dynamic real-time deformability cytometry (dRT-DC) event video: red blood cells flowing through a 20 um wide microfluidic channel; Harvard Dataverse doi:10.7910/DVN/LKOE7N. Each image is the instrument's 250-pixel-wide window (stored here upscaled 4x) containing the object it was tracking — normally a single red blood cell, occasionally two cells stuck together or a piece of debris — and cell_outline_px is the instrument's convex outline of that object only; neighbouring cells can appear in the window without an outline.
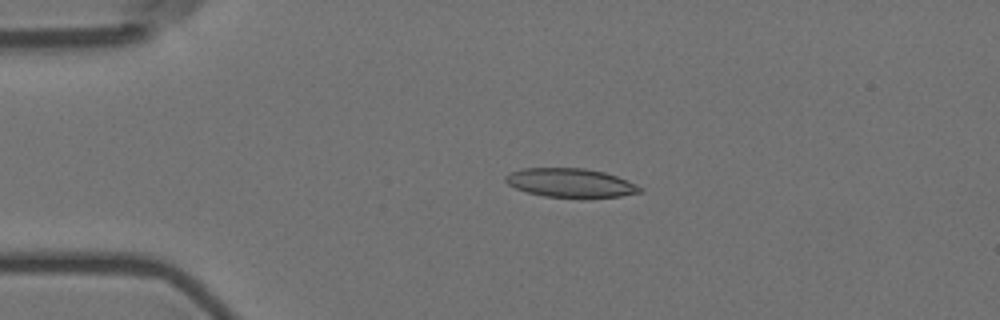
{"species": "Egyptian fruit bat (a non-hibernating species)", "species_latin": "Rousettus aegyptiacus", "temperature_condition": "room temperature", "stored_images_in_passage": 4, "camera_frame_rate_fps": 3000, "um_per_image_px": 0.085, "animal": {"sex": "female"}, "frame": {"image": 1, "passage_image": 3, "time_ms": 0.667, "image_size_px": [1000, 320], "cell_outline_px": [[644, 192], [620, 196], [584, 200], [544, 196], [528, 192], [516, 188], [508, 184], [504, 180], [504, 176], [508, 172], [524, 168], [584, 168], [604, 172], [628, 180], [644, 188]], "centroid_in_image_um": [48.54, 15.57], "position_along_channel_um": 36.5, "area_um2": 23.41}}